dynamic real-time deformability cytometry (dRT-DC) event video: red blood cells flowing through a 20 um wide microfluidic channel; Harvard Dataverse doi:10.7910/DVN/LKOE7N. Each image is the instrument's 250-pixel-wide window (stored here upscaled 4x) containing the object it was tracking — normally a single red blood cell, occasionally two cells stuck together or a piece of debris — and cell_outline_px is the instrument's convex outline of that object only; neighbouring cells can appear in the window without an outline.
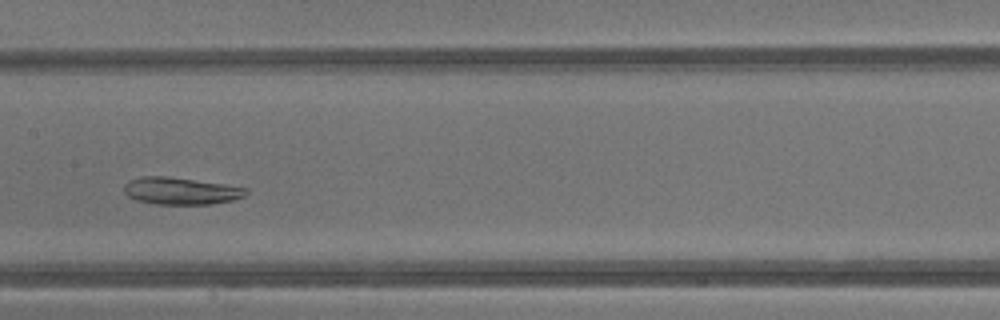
{"species": "common noctule bat (a hibernating species)", "species_latin": "Nyctalus noctula", "temperature_condition": "warm", "stored_images_in_passage": 38, "camera_frame_rate_fps": 3000, "um_per_image_px": 0.085, "animal": {"sex": "male", "body_mass_g": 13.3}, "frame": {"image": 1, "passage_image": 17, "time_ms": 5.333, "image_size_px": [1000, 320], "cell_outline_px": [[248, 192], [244, 196], [232, 200], [212, 204], [156, 204], [136, 200], [128, 196], [124, 192], [124, 184], [128, 180], [140, 176], [168, 176], [224, 184], [248, 188]], "centroid_in_image_um": [15.34, 16.22], "position_along_channel_um": 192.1, "area_um2": 19.36}}
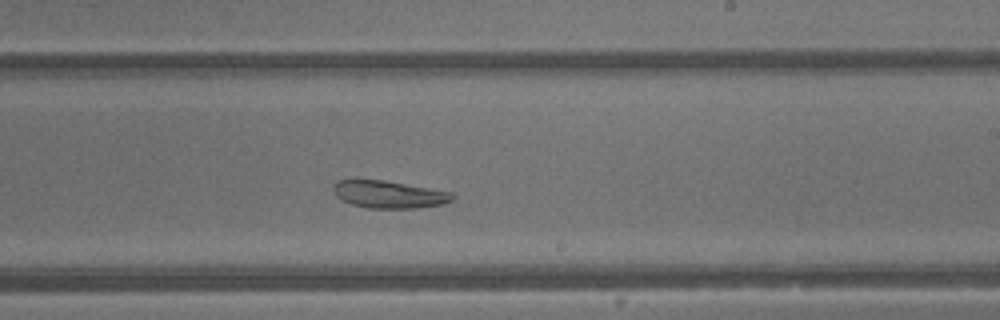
{"frame": {"image": 2, "passage_image": 21, "time_ms": 6.667, "image_size_px": [1000, 320], "cell_outline_px": [[456, 196], [452, 200], [444, 204], [416, 208], [368, 208], [352, 204], [340, 200], [336, 196], [332, 188], [332, 184], [336, 180], [384, 180], [452, 192]], "centroid_in_image_um": [33.05, 16.52], "position_along_channel_um": 256.0, "area_um2": 19.13}}
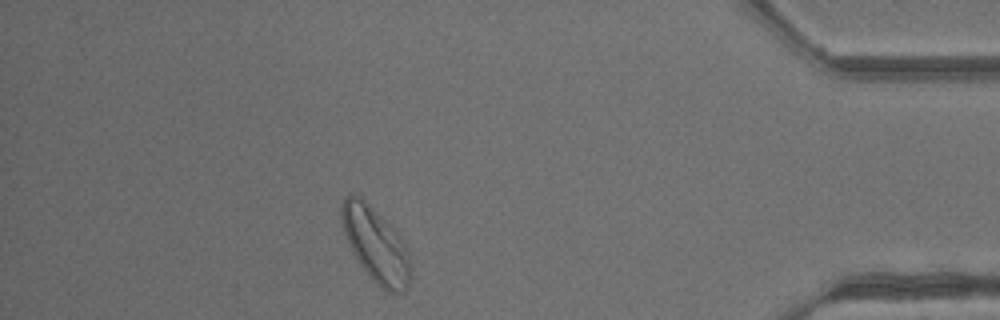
{"frame": {"image": 3, "passage_image": 33, "time_ms": 10.667, "image_size_px": [1000, 320], "cell_outline_px": [[412, 276], [408, 288], [404, 292], [396, 296], [388, 292], [360, 264], [352, 252], [344, 232], [340, 220], [340, 204], [344, 196], [348, 192], [352, 192], [360, 196], [400, 236], [408, 252], [412, 268]], "centroid_in_image_um": [31.94, 20.79], "position_along_channel_um": 403.3, "area_um2": 30.0}, "authors_computed_cell_mechanics": {"area_um2": 26.7036, "velocity_mm_per_s": 4.835, "shape_relaxation_time_tau1_ms": null, "shape_relaxation_time_tau2_ms": 6.9428, "deformation_change_tau1": null, "deformation_change_tau2": 0.1746}}